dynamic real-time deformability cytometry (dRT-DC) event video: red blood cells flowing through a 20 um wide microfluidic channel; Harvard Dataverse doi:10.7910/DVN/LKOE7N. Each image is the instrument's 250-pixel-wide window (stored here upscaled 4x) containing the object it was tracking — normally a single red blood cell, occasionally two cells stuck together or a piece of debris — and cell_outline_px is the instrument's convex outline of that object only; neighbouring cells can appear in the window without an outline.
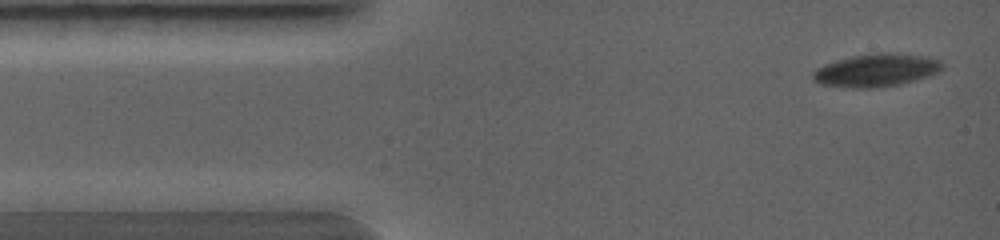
{"species": "common noctule bat (a hibernating species)", "species_latin": "Nyctalus noctula", "temperature_condition": "warm", "stored_images_in_passage": 33, "camera_frame_rate_fps": 5000, "um_per_image_px": 0.085, "animal": {"sex": "female", "body_mass_g": 19.0, "forearm_length_mm": 56.7}, "frame": {"image": 1, "passage_image": 1, "time_ms": 0.0, "image_size_px": [1000, 240], "cell_outline_px": [[944, 68], [928, 76], [916, 80], [900, 84], [876, 88], [852, 88], [820, 84], [812, 76], [812, 72], [816, 68], [824, 64], [836, 60], [852, 56], [880, 52], [888, 52], [928, 56], [940, 60], [944, 64]], "centroid_in_image_um": [74.5, 5.96], "position_along_channel_um": 10.5, "area_um2": 24.97}}
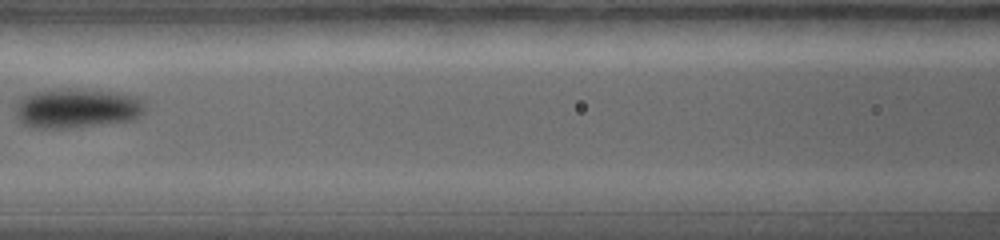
{"frame": {"image": 2, "passage_image": 13, "time_ms": 3.4, "image_size_px": [1000, 240], "cell_outline_px": [[144, 112], [136, 120], [72, 128], [32, 128], [20, 124], [16, 116], [12, 104], [16, 100], [24, 96], [36, 92], [56, 88], [68, 88], [124, 92], [140, 96], [144, 100]], "centroid_in_image_um": [6.53, 9.19], "position_along_channel_um": 160.1, "area_um2": 31.1}}
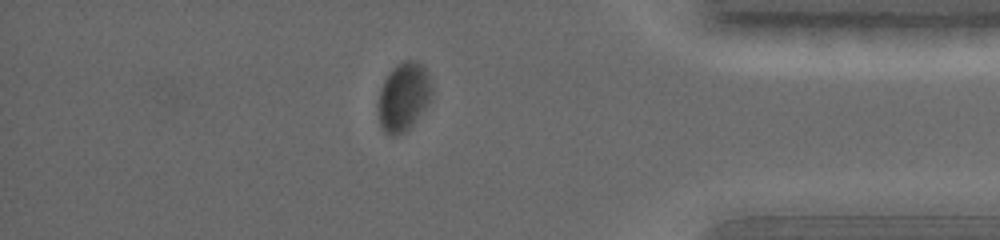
{"frame": {"image": 3, "passage_image": 28, "time_ms": 7.4, "image_size_px": [1000, 240], "cell_outline_px": [[432, 96], [428, 104], [412, 128], [396, 136], [388, 136], [380, 128], [376, 104], [380, 88], [388, 72], [396, 64], [404, 60], [416, 60], [424, 68], [432, 84]], "centroid_in_image_um": [34.27, 8.27], "position_along_channel_um": 400.9, "area_um2": 22.2}}